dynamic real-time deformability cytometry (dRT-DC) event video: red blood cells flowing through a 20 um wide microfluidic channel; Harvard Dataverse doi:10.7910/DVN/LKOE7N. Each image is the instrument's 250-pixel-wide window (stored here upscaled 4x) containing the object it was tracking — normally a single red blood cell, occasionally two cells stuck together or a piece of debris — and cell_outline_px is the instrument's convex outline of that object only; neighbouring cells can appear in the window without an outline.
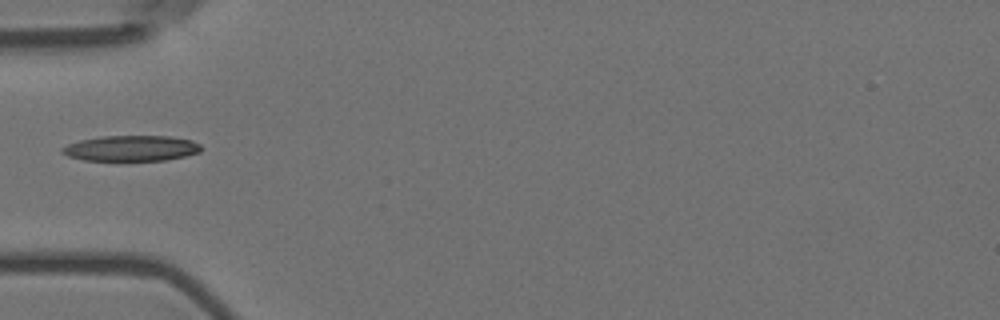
{"species": "Egyptian fruit bat (a non-hibernating species)", "species_latin": "Rousettus aegyptiacus", "temperature_condition": "room temperature", "stored_images_in_passage": 1, "camera_frame_rate_fps": 3000, "um_per_image_px": 0.085, "animal": {"sex": "female"}, "frame": {"image": 1, "passage_image": 1, "time_ms": 0.0, "image_size_px": [1000, 320], "cell_outline_px": [[200, 152], [184, 156], [164, 160], [120, 164], [84, 160], [68, 156], [60, 152], [60, 148], [68, 144], [80, 140], [100, 136], [168, 136], [192, 140], [200, 144]], "centroid_in_image_um": [11.08, 12.65], "position_along_channel_um": 73.9, "area_um2": 21.79}}